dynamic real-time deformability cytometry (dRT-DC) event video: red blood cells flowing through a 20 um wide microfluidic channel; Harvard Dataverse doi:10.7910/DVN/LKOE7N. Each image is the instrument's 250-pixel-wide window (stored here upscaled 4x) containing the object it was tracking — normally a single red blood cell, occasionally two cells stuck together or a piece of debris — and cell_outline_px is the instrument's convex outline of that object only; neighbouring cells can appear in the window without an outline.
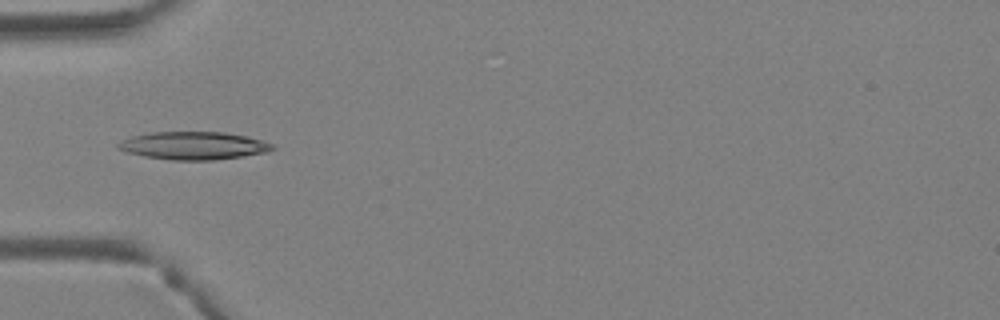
{"species": "Egyptian fruit bat (a non-hibernating species)", "species_latin": "Rousettus aegyptiacus", "temperature_condition": "warm", "stored_images_in_passage": 3, "camera_frame_rate_fps": 3000, "um_per_image_px": 0.085, "animal": {"sex": "female"}, "frame": {"image": 1, "passage_image": 3, "time_ms": 0.667, "image_size_px": [1000, 320], "cell_outline_px": [[276, 148], [264, 152], [240, 156], [212, 160], [172, 160], [144, 156], [124, 152], [116, 148], [116, 144], [120, 140], [132, 136], [152, 132], [224, 132], [248, 136], [272, 144]], "centroid_in_image_um": [16.37, 12.37], "position_along_channel_um": 68.6, "area_um2": 24.97}}